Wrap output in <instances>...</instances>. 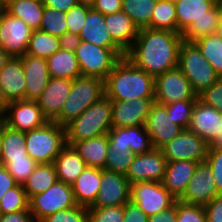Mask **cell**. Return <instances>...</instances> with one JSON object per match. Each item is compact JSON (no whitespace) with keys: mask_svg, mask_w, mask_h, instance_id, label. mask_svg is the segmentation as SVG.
Masks as SVG:
<instances>
[{"mask_svg":"<svg viewBox=\"0 0 222 222\" xmlns=\"http://www.w3.org/2000/svg\"><path fill=\"white\" fill-rule=\"evenodd\" d=\"M59 49V37L38 29L32 32L26 54L47 59Z\"/></svg>","mask_w":222,"mask_h":222,"instance_id":"cell-36","label":"cell"},{"mask_svg":"<svg viewBox=\"0 0 222 222\" xmlns=\"http://www.w3.org/2000/svg\"><path fill=\"white\" fill-rule=\"evenodd\" d=\"M78 206L72 186L57 181L46 191L29 199V210L34 222H40L45 217L58 211Z\"/></svg>","mask_w":222,"mask_h":222,"instance_id":"cell-8","label":"cell"},{"mask_svg":"<svg viewBox=\"0 0 222 222\" xmlns=\"http://www.w3.org/2000/svg\"><path fill=\"white\" fill-rule=\"evenodd\" d=\"M156 3L157 0H122V11L130 17L138 29L150 28Z\"/></svg>","mask_w":222,"mask_h":222,"instance_id":"cell-34","label":"cell"},{"mask_svg":"<svg viewBox=\"0 0 222 222\" xmlns=\"http://www.w3.org/2000/svg\"><path fill=\"white\" fill-rule=\"evenodd\" d=\"M104 96V80L82 75L76 77L73 80L69 97L63 104L59 117L54 122L65 127Z\"/></svg>","mask_w":222,"mask_h":222,"instance_id":"cell-4","label":"cell"},{"mask_svg":"<svg viewBox=\"0 0 222 222\" xmlns=\"http://www.w3.org/2000/svg\"><path fill=\"white\" fill-rule=\"evenodd\" d=\"M2 149V123L0 124V154Z\"/></svg>","mask_w":222,"mask_h":222,"instance_id":"cell-65","label":"cell"},{"mask_svg":"<svg viewBox=\"0 0 222 222\" xmlns=\"http://www.w3.org/2000/svg\"><path fill=\"white\" fill-rule=\"evenodd\" d=\"M96 200L90 207H113L130 201L131 183L125 174L101 169V183Z\"/></svg>","mask_w":222,"mask_h":222,"instance_id":"cell-14","label":"cell"},{"mask_svg":"<svg viewBox=\"0 0 222 222\" xmlns=\"http://www.w3.org/2000/svg\"><path fill=\"white\" fill-rule=\"evenodd\" d=\"M112 128V103L105 95L65 126L66 142H76L108 134Z\"/></svg>","mask_w":222,"mask_h":222,"instance_id":"cell-3","label":"cell"},{"mask_svg":"<svg viewBox=\"0 0 222 222\" xmlns=\"http://www.w3.org/2000/svg\"><path fill=\"white\" fill-rule=\"evenodd\" d=\"M155 99H134L132 101H111L112 127L144 125Z\"/></svg>","mask_w":222,"mask_h":222,"instance_id":"cell-20","label":"cell"},{"mask_svg":"<svg viewBox=\"0 0 222 222\" xmlns=\"http://www.w3.org/2000/svg\"><path fill=\"white\" fill-rule=\"evenodd\" d=\"M0 164L6 167L16 183L20 185L27 181L37 165L30 156L0 157Z\"/></svg>","mask_w":222,"mask_h":222,"instance_id":"cell-39","label":"cell"},{"mask_svg":"<svg viewBox=\"0 0 222 222\" xmlns=\"http://www.w3.org/2000/svg\"><path fill=\"white\" fill-rule=\"evenodd\" d=\"M127 140L131 152L136 155L149 152L154 148L144 125L127 127Z\"/></svg>","mask_w":222,"mask_h":222,"instance_id":"cell-42","label":"cell"},{"mask_svg":"<svg viewBox=\"0 0 222 222\" xmlns=\"http://www.w3.org/2000/svg\"><path fill=\"white\" fill-rule=\"evenodd\" d=\"M0 87L9 102L26 100L27 84L21 58L11 57L0 70Z\"/></svg>","mask_w":222,"mask_h":222,"instance_id":"cell-22","label":"cell"},{"mask_svg":"<svg viewBox=\"0 0 222 222\" xmlns=\"http://www.w3.org/2000/svg\"><path fill=\"white\" fill-rule=\"evenodd\" d=\"M73 147L84 160L87 167L105 169L109 150L107 134L76 142Z\"/></svg>","mask_w":222,"mask_h":222,"instance_id":"cell-28","label":"cell"},{"mask_svg":"<svg viewBox=\"0 0 222 222\" xmlns=\"http://www.w3.org/2000/svg\"><path fill=\"white\" fill-rule=\"evenodd\" d=\"M206 162L212 169L217 193L222 195V149H210Z\"/></svg>","mask_w":222,"mask_h":222,"instance_id":"cell-50","label":"cell"},{"mask_svg":"<svg viewBox=\"0 0 222 222\" xmlns=\"http://www.w3.org/2000/svg\"><path fill=\"white\" fill-rule=\"evenodd\" d=\"M164 1H169V2H172V3H176L178 0H164Z\"/></svg>","mask_w":222,"mask_h":222,"instance_id":"cell-68","label":"cell"},{"mask_svg":"<svg viewBox=\"0 0 222 222\" xmlns=\"http://www.w3.org/2000/svg\"><path fill=\"white\" fill-rule=\"evenodd\" d=\"M178 67L197 95L220 78L193 42H182L179 50Z\"/></svg>","mask_w":222,"mask_h":222,"instance_id":"cell-7","label":"cell"},{"mask_svg":"<svg viewBox=\"0 0 222 222\" xmlns=\"http://www.w3.org/2000/svg\"><path fill=\"white\" fill-rule=\"evenodd\" d=\"M160 149L167 161L188 160L201 163L209 156L210 143L189 129H182Z\"/></svg>","mask_w":222,"mask_h":222,"instance_id":"cell-9","label":"cell"},{"mask_svg":"<svg viewBox=\"0 0 222 222\" xmlns=\"http://www.w3.org/2000/svg\"><path fill=\"white\" fill-rule=\"evenodd\" d=\"M45 6L33 0H5L4 10L23 20L32 30H38L42 24Z\"/></svg>","mask_w":222,"mask_h":222,"instance_id":"cell-30","label":"cell"},{"mask_svg":"<svg viewBox=\"0 0 222 222\" xmlns=\"http://www.w3.org/2000/svg\"><path fill=\"white\" fill-rule=\"evenodd\" d=\"M40 30L60 37L67 32L66 12L45 7Z\"/></svg>","mask_w":222,"mask_h":222,"instance_id":"cell-41","label":"cell"},{"mask_svg":"<svg viewBox=\"0 0 222 222\" xmlns=\"http://www.w3.org/2000/svg\"><path fill=\"white\" fill-rule=\"evenodd\" d=\"M183 41L181 33L142 28L125 57L138 68L156 77L178 66Z\"/></svg>","mask_w":222,"mask_h":222,"instance_id":"cell-1","label":"cell"},{"mask_svg":"<svg viewBox=\"0 0 222 222\" xmlns=\"http://www.w3.org/2000/svg\"><path fill=\"white\" fill-rule=\"evenodd\" d=\"M81 40L103 48H120L111 38L105 22V15L90 9L79 35Z\"/></svg>","mask_w":222,"mask_h":222,"instance_id":"cell-25","label":"cell"},{"mask_svg":"<svg viewBox=\"0 0 222 222\" xmlns=\"http://www.w3.org/2000/svg\"><path fill=\"white\" fill-rule=\"evenodd\" d=\"M91 6L77 3L66 12L67 32L80 35L86 19L87 12Z\"/></svg>","mask_w":222,"mask_h":222,"instance_id":"cell-48","label":"cell"},{"mask_svg":"<svg viewBox=\"0 0 222 222\" xmlns=\"http://www.w3.org/2000/svg\"><path fill=\"white\" fill-rule=\"evenodd\" d=\"M33 1H36V2H39V3H43V4H44L46 0H33Z\"/></svg>","mask_w":222,"mask_h":222,"instance_id":"cell-67","label":"cell"},{"mask_svg":"<svg viewBox=\"0 0 222 222\" xmlns=\"http://www.w3.org/2000/svg\"><path fill=\"white\" fill-rule=\"evenodd\" d=\"M144 126L150 135L152 146L159 149L182 131L167 113L166 105L157 102L151 105Z\"/></svg>","mask_w":222,"mask_h":222,"instance_id":"cell-17","label":"cell"},{"mask_svg":"<svg viewBox=\"0 0 222 222\" xmlns=\"http://www.w3.org/2000/svg\"><path fill=\"white\" fill-rule=\"evenodd\" d=\"M17 185L14 177L7 171L6 167L0 164V200L6 191Z\"/></svg>","mask_w":222,"mask_h":222,"instance_id":"cell-57","label":"cell"},{"mask_svg":"<svg viewBox=\"0 0 222 222\" xmlns=\"http://www.w3.org/2000/svg\"><path fill=\"white\" fill-rule=\"evenodd\" d=\"M33 30L20 18L0 11V48L10 57L26 54Z\"/></svg>","mask_w":222,"mask_h":222,"instance_id":"cell-12","label":"cell"},{"mask_svg":"<svg viewBox=\"0 0 222 222\" xmlns=\"http://www.w3.org/2000/svg\"><path fill=\"white\" fill-rule=\"evenodd\" d=\"M167 165V159L159 148L137 154L126 174L130 183L155 181L162 182Z\"/></svg>","mask_w":222,"mask_h":222,"instance_id":"cell-16","label":"cell"},{"mask_svg":"<svg viewBox=\"0 0 222 222\" xmlns=\"http://www.w3.org/2000/svg\"><path fill=\"white\" fill-rule=\"evenodd\" d=\"M204 208L207 222H222V195L216 196Z\"/></svg>","mask_w":222,"mask_h":222,"instance_id":"cell-54","label":"cell"},{"mask_svg":"<svg viewBox=\"0 0 222 222\" xmlns=\"http://www.w3.org/2000/svg\"><path fill=\"white\" fill-rule=\"evenodd\" d=\"M219 16L220 2L210 10V16H203L191 23V25L182 33L184 41L194 42L201 37L216 33Z\"/></svg>","mask_w":222,"mask_h":222,"instance_id":"cell-33","label":"cell"},{"mask_svg":"<svg viewBox=\"0 0 222 222\" xmlns=\"http://www.w3.org/2000/svg\"><path fill=\"white\" fill-rule=\"evenodd\" d=\"M123 222H148V216L138 205L129 201L124 205Z\"/></svg>","mask_w":222,"mask_h":222,"instance_id":"cell-52","label":"cell"},{"mask_svg":"<svg viewBox=\"0 0 222 222\" xmlns=\"http://www.w3.org/2000/svg\"><path fill=\"white\" fill-rule=\"evenodd\" d=\"M219 0H178L175 3L178 33H183L194 20L210 16V10Z\"/></svg>","mask_w":222,"mask_h":222,"instance_id":"cell-29","label":"cell"},{"mask_svg":"<svg viewBox=\"0 0 222 222\" xmlns=\"http://www.w3.org/2000/svg\"><path fill=\"white\" fill-rule=\"evenodd\" d=\"M105 22L112 40L126 53L135 42L138 27L122 10L105 15Z\"/></svg>","mask_w":222,"mask_h":222,"instance_id":"cell-24","label":"cell"},{"mask_svg":"<svg viewBox=\"0 0 222 222\" xmlns=\"http://www.w3.org/2000/svg\"><path fill=\"white\" fill-rule=\"evenodd\" d=\"M10 102L6 99L3 90L0 87V115L3 117Z\"/></svg>","mask_w":222,"mask_h":222,"instance_id":"cell-60","label":"cell"},{"mask_svg":"<svg viewBox=\"0 0 222 222\" xmlns=\"http://www.w3.org/2000/svg\"><path fill=\"white\" fill-rule=\"evenodd\" d=\"M109 150H120L131 152L127 140V127H112L108 132Z\"/></svg>","mask_w":222,"mask_h":222,"instance_id":"cell-51","label":"cell"},{"mask_svg":"<svg viewBox=\"0 0 222 222\" xmlns=\"http://www.w3.org/2000/svg\"><path fill=\"white\" fill-rule=\"evenodd\" d=\"M29 156L25 146V132L9 128L2 122V149L0 157Z\"/></svg>","mask_w":222,"mask_h":222,"instance_id":"cell-38","label":"cell"},{"mask_svg":"<svg viewBox=\"0 0 222 222\" xmlns=\"http://www.w3.org/2000/svg\"><path fill=\"white\" fill-rule=\"evenodd\" d=\"M11 57L0 48V70L6 65Z\"/></svg>","mask_w":222,"mask_h":222,"instance_id":"cell-62","label":"cell"},{"mask_svg":"<svg viewBox=\"0 0 222 222\" xmlns=\"http://www.w3.org/2000/svg\"><path fill=\"white\" fill-rule=\"evenodd\" d=\"M73 80L50 78L46 88L36 100L48 122H54L60 115L63 104L69 97Z\"/></svg>","mask_w":222,"mask_h":222,"instance_id":"cell-18","label":"cell"},{"mask_svg":"<svg viewBox=\"0 0 222 222\" xmlns=\"http://www.w3.org/2000/svg\"><path fill=\"white\" fill-rule=\"evenodd\" d=\"M59 42L61 49L75 52L76 48L80 45L81 37L78 34L65 32L59 37Z\"/></svg>","mask_w":222,"mask_h":222,"instance_id":"cell-55","label":"cell"},{"mask_svg":"<svg viewBox=\"0 0 222 222\" xmlns=\"http://www.w3.org/2000/svg\"><path fill=\"white\" fill-rule=\"evenodd\" d=\"M58 181L53 163L37 164L32 174L23 184L24 190L30 199L32 196L49 189Z\"/></svg>","mask_w":222,"mask_h":222,"instance_id":"cell-32","label":"cell"},{"mask_svg":"<svg viewBox=\"0 0 222 222\" xmlns=\"http://www.w3.org/2000/svg\"><path fill=\"white\" fill-rule=\"evenodd\" d=\"M196 101H176L166 104L167 113L174 119V123L182 129H188L191 115Z\"/></svg>","mask_w":222,"mask_h":222,"instance_id":"cell-43","label":"cell"},{"mask_svg":"<svg viewBox=\"0 0 222 222\" xmlns=\"http://www.w3.org/2000/svg\"><path fill=\"white\" fill-rule=\"evenodd\" d=\"M88 222H123L124 205L113 207H87Z\"/></svg>","mask_w":222,"mask_h":222,"instance_id":"cell-45","label":"cell"},{"mask_svg":"<svg viewBox=\"0 0 222 222\" xmlns=\"http://www.w3.org/2000/svg\"><path fill=\"white\" fill-rule=\"evenodd\" d=\"M197 96L201 101L222 113V77Z\"/></svg>","mask_w":222,"mask_h":222,"instance_id":"cell-49","label":"cell"},{"mask_svg":"<svg viewBox=\"0 0 222 222\" xmlns=\"http://www.w3.org/2000/svg\"><path fill=\"white\" fill-rule=\"evenodd\" d=\"M176 222H207V215L203 206L191 205L176 200Z\"/></svg>","mask_w":222,"mask_h":222,"instance_id":"cell-46","label":"cell"},{"mask_svg":"<svg viewBox=\"0 0 222 222\" xmlns=\"http://www.w3.org/2000/svg\"><path fill=\"white\" fill-rule=\"evenodd\" d=\"M25 72L26 100L36 101L46 88L50 74L46 59L25 54L20 57Z\"/></svg>","mask_w":222,"mask_h":222,"instance_id":"cell-21","label":"cell"},{"mask_svg":"<svg viewBox=\"0 0 222 222\" xmlns=\"http://www.w3.org/2000/svg\"><path fill=\"white\" fill-rule=\"evenodd\" d=\"M95 0H78L79 3H83L89 6H92Z\"/></svg>","mask_w":222,"mask_h":222,"instance_id":"cell-64","label":"cell"},{"mask_svg":"<svg viewBox=\"0 0 222 222\" xmlns=\"http://www.w3.org/2000/svg\"><path fill=\"white\" fill-rule=\"evenodd\" d=\"M46 62L51 78L74 80L82 75L75 52L59 49Z\"/></svg>","mask_w":222,"mask_h":222,"instance_id":"cell-31","label":"cell"},{"mask_svg":"<svg viewBox=\"0 0 222 222\" xmlns=\"http://www.w3.org/2000/svg\"><path fill=\"white\" fill-rule=\"evenodd\" d=\"M105 95L111 101L155 98V77L122 57L105 80Z\"/></svg>","mask_w":222,"mask_h":222,"instance_id":"cell-2","label":"cell"},{"mask_svg":"<svg viewBox=\"0 0 222 222\" xmlns=\"http://www.w3.org/2000/svg\"><path fill=\"white\" fill-rule=\"evenodd\" d=\"M40 222H88V209L85 206L78 205L51 214Z\"/></svg>","mask_w":222,"mask_h":222,"instance_id":"cell-47","label":"cell"},{"mask_svg":"<svg viewBox=\"0 0 222 222\" xmlns=\"http://www.w3.org/2000/svg\"><path fill=\"white\" fill-rule=\"evenodd\" d=\"M216 34H218L222 38V3L221 2H220V16H219Z\"/></svg>","mask_w":222,"mask_h":222,"instance_id":"cell-63","label":"cell"},{"mask_svg":"<svg viewBox=\"0 0 222 222\" xmlns=\"http://www.w3.org/2000/svg\"><path fill=\"white\" fill-rule=\"evenodd\" d=\"M150 28L178 33L175 3L157 0L156 6L153 9Z\"/></svg>","mask_w":222,"mask_h":222,"instance_id":"cell-37","label":"cell"},{"mask_svg":"<svg viewBox=\"0 0 222 222\" xmlns=\"http://www.w3.org/2000/svg\"><path fill=\"white\" fill-rule=\"evenodd\" d=\"M197 94L178 66L155 77V102L166 105L176 101H196Z\"/></svg>","mask_w":222,"mask_h":222,"instance_id":"cell-10","label":"cell"},{"mask_svg":"<svg viewBox=\"0 0 222 222\" xmlns=\"http://www.w3.org/2000/svg\"><path fill=\"white\" fill-rule=\"evenodd\" d=\"M100 183L101 169L86 167L71 185L77 204L90 207L96 200Z\"/></svg>","mask_w":222,"mask_h":222,"instance_id":"cell-26","label":"cell"},{"mask_svg":"<svg viewBox=\"0 0 222 222\" xmlns=\"http://www.w3.org/2000/svg\"><path fill=\"white\" fill-rule=\"evenodd\" d=\"M5 0H0V11L4 9Z\"/></svg>","mask_w":222,"mask_h":222,"instance_id":"cell-66","label":"cell"},{"mask_svg":"<svg viewBox=\"0 0 222 222\" xmlns=\"http://www.w3.org/2000/svg\"><path fill=\"white\" fill-rule=\"evenodd\" d=\"M3 121H2V116L0 115V124L2 123Z\"/></svg>","mask_w":222,"mask_h":222,"instance_id":"cell-69","label":"cell"},{"mask_svg":"<svg viewBox=\"0 0 222 222\" xmlns=\"http://www.w3.org/2000/svg\"><path fill=\"white\" fill-rule=\"evenodd\" d=\"M176 220V201L171 207L165 209L161 213L148 216V222H176Z\"/></svg>","mask_w":222,"mask_h":222,"instance_id":"cell-56","label":"cell"},{"mask_svg":"<svg viewBox=\"0 0 222 222\" xmlns=\"http://www.w3.org/2000/svg\"><path fill=\"white\" fill-rule=\"evenodd\" d=\"M218 195L212 169L205 161L198 163L183 196L179 200L187 204L205 207Z\"/></svg>","mask_w":222,"mask_h":222,"instance_id":"cell-15","label":"cell"},{"mask_svg":"<svg viewBox=\"0 0 222 222\" xmlns=\"http://www.w3.org/2000/svg\"><path fill=\"white\" fill-rule=\"evenodd\" d=\"M134 153L120 150H108L105 162V170L127 174L131 163L135 158Z\"/></svg>","mask_w":222,"mask_h":222,"instance_id":"cell-44","label":"cell"},{"mask_svg":"<svg viewBox=\"0 0 222 222\" xmlns=\"http://www.w3.org/2000/svg\"><path fill=\"white\" fill-rule=\"evenodd\" d=\"M91 8L103 15L114 14L122 10V0H95Z\"/></svg>","mask_w":222,"mask_h":222,"instance_id":"cell-53","label":"cell"},{"mask_svg":"<svg viewBox=\"0 0 222 222\" xmlns=\"http://www.w3.org/2000/svg\"><path fill=\"white\" fill-rule=\"evenodd\" d=\"M2 121L9 128L22 132L40 128L48 122L37 101L32 100L11 101Z\"/></svg>","mask_w":222,"mask_h":222,"instance_id":"cell-13","label":"cell"},{"mask_svg":"<svg viewBox=\"0 0 222 222\" xmlns=\"http://www.w3.org/2000/svg\"><path fill=\"white\" fill-rule=\"evenodd\" d=\"M78 3V0H46L45 7L67 12L70 8Z\"/></svg>","mask_w":222,"mask_h":222,"instance_id":"cell-59","label":"cell"},{"mask_svg":"<svg viewBox=\"0 0 222 222\" xmlns=\"http://www.w3.org/2000/svg\"><path fill=\"white\" fill-rule=\"evenodd\" d=\"M176 200L162 182L131 183L130 201L138 205L147 216L161 213L171 207Z\"/></svg>","mask_w":222,"mask_h":222,"instance_id":"cell-11","label":"cell"},{"mask_svg":"<svg viewBox=\"0 0 222 222\" xmlns=\"http://www.w3.org/2000/svg\"><path fill=\"white\" fill-rule=\"evenodd\" d=\"M58 181L72 185L87 167L84 160L73 146L68 144L53 161Z\"/></svg>","mask_w":222,"mask_h":222,"instance_id":"cell-27","label":"cell"},{"mask_svg":"<svg viewBox=\"0 0 222 222\" xmlns=\"http://www.w3.org/2000/svg\"><path fill=\"white\" fill-rule=\"evenodd\" d=\"M66 145L65 127L55 122L25 132L27 153L37 164L53 163Z\"/></svg>","mask_w":222,"mask_h":222,"instance_id":"cell-5","label":"cell"},{"mask_svg":"<svg viewBox=\"0 0 222 222\" xmlns=\"http://www.w3.org/2000/svg\"><path fill=\"white\" fill-rule=\"evenodd\" d=\"M206 61L214 68L215 72L222 77V38L214 33L201 37L193 42Z\"/></svg>","mask_w":222,"mask_h":222,"instance_id":"cell-35","label":"cell"},{"mask_svg":"<svg viewBox=\"0 0 222 222\" xmlns=\"http://www.w3.org/2000/svg\"><path fill=\"white\" fill-rule=\"evenodd\" d=\"M210 149H222V133L217 134L210 142Z\"/></svg>","mask_w":222,"mask_h":222,"instance_id":"cell-61","label":"cell"},{"mask_svg":"<svg viewBox=\"0 0 222 222\" xmlns=\"http://www.w3.org/2000/svg\"><path fill=\"white\" fill-rule=\"evenodd\" d=\"M197 165L188 160L167 161L162 184L177 200L183 196Z\"/></svg>","mask_w":222,"mask_h":222,"instance_id":"cell-23","label":"cell"},{"mask_svg":"<svg viewBox=\"0 0 222 222\" xmlns=\"http://www.w3.org/2000/svg\"><path fill=\"white\" fill-rule=\"evenodd\" d=\"M29 210V198L23 185L17 184L1 197L0 214Z\"/></svg>","mask_w":222,"mask_h":222,"instance_id":"cell-40","label":"cell"},{"mask_svg":"<svg viewBox=\"0 0 222 222\" xmlns=\"http://www.w3.org/2000/svg\"><path fill=\"white\" fill-rule=\"evenodd\" d=\"M82 76L106 80L116 63L125 57L121 48H103L81 40L75 50Z\"/></svg>","mask_w":222,"mask_h":222,"instance_id":"cell-6","label":"cell"},{"mask_svg":"<svg viewBox=\"0 0 222 222\" xmlns=\"http://www.w3.org/2000/svg\"><path fill=\"white\" fill-rule=\"evenodd\" d=\"M188 129L210 143L222 133V113L197 97Z\"/></svg>","mask_w":222,"mask_h":222,"instance_id":"cell-19","label":"cell"},{"mask_svg":"<svg viewBox=\"0 0 222 222\" xmlns=\"http://www.w3.org/2000/svg\"><path fill=\"white\" fill-rule=\"evenodd\" d=\"M0 222H34L30 210L0 214Z\"/></svg>","mask_w":222,"mask_h":222,"instance_id":"cell-58","label":"cell"}]
</instances>
